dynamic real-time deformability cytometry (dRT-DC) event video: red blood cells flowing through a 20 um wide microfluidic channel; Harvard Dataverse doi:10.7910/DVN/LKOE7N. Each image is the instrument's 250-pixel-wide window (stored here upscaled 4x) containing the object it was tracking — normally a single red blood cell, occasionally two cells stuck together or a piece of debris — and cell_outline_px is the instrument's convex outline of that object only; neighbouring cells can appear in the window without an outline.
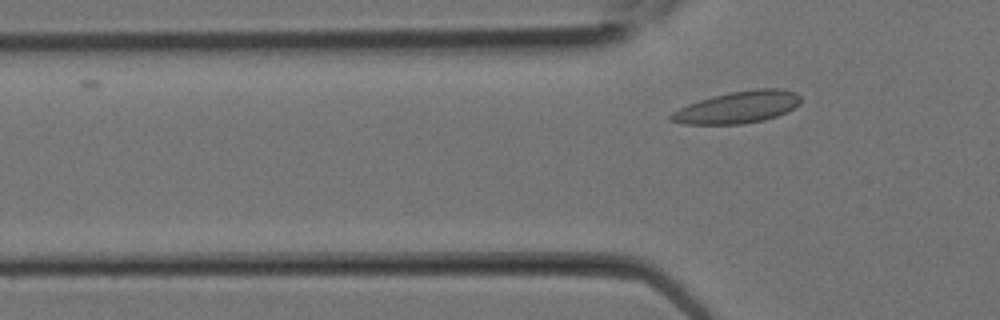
{"species": "Egyptian fruit bat (a non-hibernating species)", "species_latin": "Rousettus aegyptiacus", "temperature_condition": "room temperature", "stored_images_in_passage": 4, "camera_frame_rate_fps": 3000, "um_per_image_px": 0.085, "animal": {"sex": "female"}, "frame": {"image": 1, "passage_image": 4, "time_ms": 1.0, "image_size_px": [1000, 320], "cell_outline_px": [[800, 104], [788, 112], [764, 120], [740, 124], [684, 124], [672, 120], [668, 116], [672, 112], [688, 104], [712, 96], [728, 92], [756, 88], [780, 88], [796, 92], [800, 96]], "centroid_in_image_um": [62.74, 9.1], "position_along_channel_um": 63.1, "area_um2": 24.22}}